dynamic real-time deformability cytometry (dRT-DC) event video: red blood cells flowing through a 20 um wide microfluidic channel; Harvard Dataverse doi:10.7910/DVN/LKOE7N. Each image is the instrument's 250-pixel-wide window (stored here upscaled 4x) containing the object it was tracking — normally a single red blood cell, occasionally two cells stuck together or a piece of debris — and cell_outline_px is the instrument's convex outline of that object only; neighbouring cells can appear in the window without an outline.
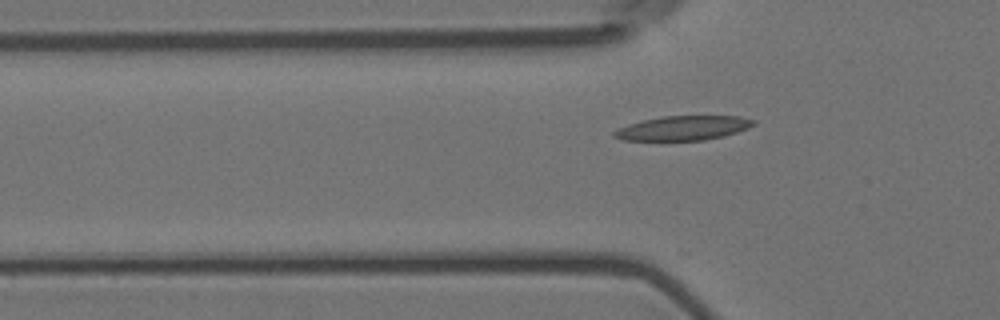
{"species": "Egyptian fruit bat (a non-hibernating species)", "species_latin": "Rousettus aegyptiacus", "temperature_condition": "room temperature", "stored_images_in_passage": 42, "camera_frame_rate_fps": 3000, "um_per_image_px": 0.085, "animal": {"sex": "female"}, "frame": {"image": 1, "passage_image": 8, "time_ms": 2.333, "image_size_px": [1000, 320], "cell_outline_px": [[756, 124], [748, 128], [724, 136], [704, 140], [624, 140], [612, 136], [612, 132], [616, 128], [628, 124], [660, 116], [740, 116], [756, 120]], "centroid_in_image_um": [58.06, 10.88], "position_along_channel_um": 67.7, "area_um2": 19.88}}
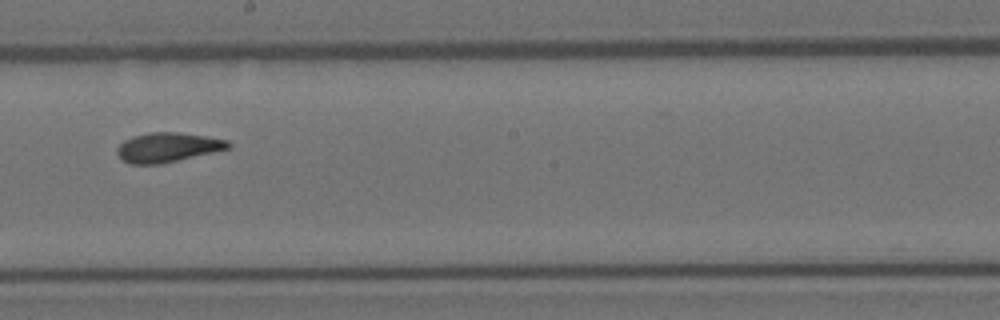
{"frame": {"image": 2, "passage_image": 22, "time_ms": 7.0, "image_size_px": [1000, 320], "cell_outline_px": [[232, 144], [228, 148], [212, 152], [160, 164], [132, 164], [120, 160], [116, 152], [116, 148], [124, 140], [132, 136], [152, 132], [176, 132], [204, 136], [228, 140]], "centroid_in_image_um": [14.19, 12.52], "position_along_channel_um": 234.0, "area_um2": 18.96}}
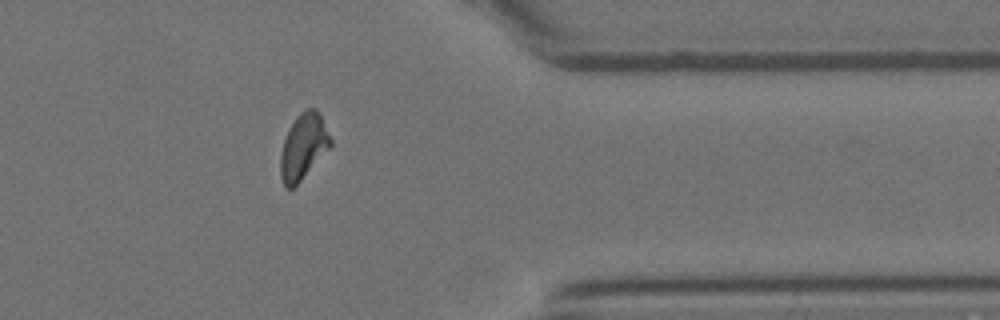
{"frame": {"image": 3, "passage_image": 36, "time_ms": 11.667, "image_size_px": [1000, 320], "cell_outline_px": [[332, 144], [300, 180], [292, 188], [284, 188], [280, 176], [280, 156], [284, 140], [296, 116], [304, 108], [316, 108], [332, 140]], "centroid_in_image_um": [25.76, 12.45], "position_along_channel_um": 385.6, "area_um2": 18.67}, "authors_computed_cell_mechanics": {"area_um2": 18.9295, "velocity_mm_per_s": 3.5572, "shape_relaxation_time_tau1_ms": 8.181, "shape_relaxation_time_tau2_ms": 2.0723, "deformation_change_tau1": 0.2047, "deformation_change_tau2": 0.0864}}